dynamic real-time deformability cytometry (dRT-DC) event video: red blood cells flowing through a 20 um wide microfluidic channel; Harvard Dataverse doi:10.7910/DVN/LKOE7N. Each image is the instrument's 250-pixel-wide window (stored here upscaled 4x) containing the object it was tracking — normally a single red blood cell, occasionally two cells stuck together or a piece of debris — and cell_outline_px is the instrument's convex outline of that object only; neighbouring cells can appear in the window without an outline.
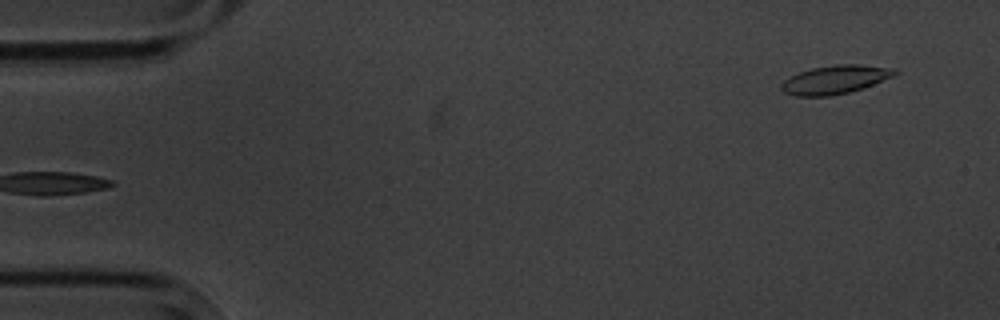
{"species": "common noctule bat (a hibernating species)", "species_latin": "Nyctalus noctula", "temperature_condition": "cold", "stored_images_in_passage": 5, "camera_frame_rate_fps": 3000, "um_per_image_px": 0.085, "animal": {"sex": "male", "body_mass_g": 20.1, "forearm_length_mm": 53.5}, "frame": {"image": 1, "passage_image": 5, "time_ms": 4.667, "image_size_px": [1000, 320], "cell_outline_px": [[900, 72], [892, 76], [872, 84], [848, 92], [828, 96], [796, 96], [784, 92], [780, 88], [780, 84], [784, 80], [800, 72], [812, 68], [836, 64], [856, 64], [896, 68]], "centroid_in_image_um": [70.97, 6.75], "position_along_channel_um": 14.0, "area_um2": 18.61}}